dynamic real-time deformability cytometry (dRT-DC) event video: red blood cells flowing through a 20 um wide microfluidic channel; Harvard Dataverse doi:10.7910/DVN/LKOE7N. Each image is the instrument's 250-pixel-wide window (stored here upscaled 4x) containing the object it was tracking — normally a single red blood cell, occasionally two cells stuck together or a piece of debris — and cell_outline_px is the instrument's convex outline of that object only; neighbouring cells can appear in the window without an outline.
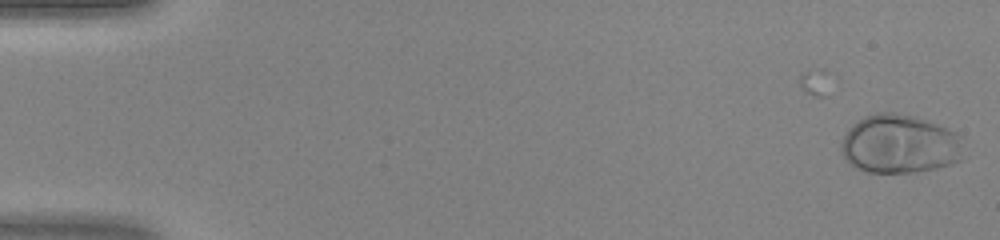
{"species": "human", "species_latin": "Homo sapiens", "temperature_condition": "warm", "stored_images_in_passage": 7, "camera_frame_rate_fps": 3000, "um_per_image_px": 0.085, "donor": {"sex": "female"}, "frame": {"image": 1, "passage_image": 7, "time_ms": 2.0, "image_size_px": [1000, 240], "cell_outline_px": [[964, 160], [952, 164], [936, 168], [916, 172], [868, 172], [856, 168], [840, 152], [840, 144], [848, 128], [852, 124], [864, 116], [876, 112], [896, 112], [916, 116], [928, 120], [956, 132], [960, 136]], "centroid_in_image_um": [76.48, 12.23], "position_along_channel_um": 8.5, "area_um2": 42.37}}